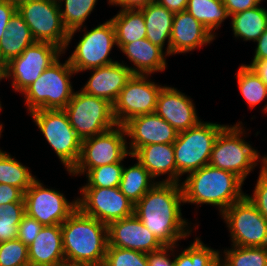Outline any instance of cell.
Listing matches in <instances>:
<instances>
[{
	"instance_id": "cell-1",
	"label": "cell",
	"mask_w": 267,
	"mask_h": 266,
	"mask_svg": "<svg viewBox=\"0 0 267 266\" xmlns=\"http://www.w3.org/2000/svg\"><path fill=\"white\" fill-rule=\"evenodd\" d=\"M181 203L180 183L156 182L135 204L134 214L164 246H177L192 231L185 228L188 222L181 217Z\"/></svg>"
},
{
	"instance_id": "cell-2",
	"label": "cell",
	"mask_w": 267,
	"mask_h": 266,
	"mask_svg": "<svg viewBox=\"0 0 267 266\" xmlns=\"http://www.w3.org/2000/svg\"><path fill=\"white\" fill-rule=\"evenodd\" d=\"M65 262L102 266L108 248L107 225L77 208L62 224Z\"/></svg>"
},
{
	"instance_id": "cell-3",
	"label": "cell",
	"mask_w": 267,
	"mask_h": 266,
	"mask_svg": "<svg viewBox=\"0 0 267 266\" xmlns=\"http://www.w3.org/2000/svg\"><path fill=\"white\" fill-rule=\"evenodd\" d=\"M243 180L233 172L205 165L189 173L181 188L184 203L217 206L222 214L246 194L241 190Z\"/></svg>"
},
{
	"instance_id": "cell-4",
	"label": "cell",
	"mask_w": 267,
	"mask_h": 266,
	"mask_svg": "<svg viewBox=\"0 0 267 266\" xmlns=\"http://www.w3.org/2000/svg\"><path fill=\"white\" fill-rule=\"evenodd\" d=\"M74 73L76 72L68 60L61 64L58 59L47 68L22 92L29 112L64 109L74 94L70 82Z\"/></svg>"
},
{
	"instance_id": "cell-5",
	"label": "cell",
	"mask_w": 267,
	"mask_h": 266,
	"mask_svg": "<svg viewBox=\"0 0 267 266\" xmlns=\"http://www.w3.org/2000/svg\"><path fill=\"white\" fill-rule=\"evenodd\" d=\"M226 125L200 121L188 130L178 132L173 143L176 163V183L185 173H191L209 164L214 143Z\"/></svg>"
},
{
	"instance_id": "cell-6",
	"label": "cell",
	"mask_w": 267,
	"mask_h": 266,
	"mask_svg": "<svg viewBox=\"0 0 267 266\" xmlns=\"http://www.w3.org/2000/svg\"><path fill=\"white\" fill-rule=\"evenodd\" d=\"M241 122L236 125H226L213 146L209 165L233 172L243 181L256 166L259 153L242 138L244 130Z\"/></svg>"
},
{
	"instance_id": "cell-7",
	"label": "cell",
	"mask_w": 267,
	"mask_h": 266,
	"mask_svg": "<svg viewBox=\"0 0 267 266\" xmlns=\"http://www.w3.org/2000/svg\"><path fill=\"white\" fill-rule=\"evenodd\" d=\"M63 110L81 140L102 134L117 125L113 105L82 90L74 92Z\"/></svg>"
},
{
	"instance_id": "cell-8",
	"label": "cell",
	"mask_w": 267,
	"mask_h": 266,
	"mask_svg": "<svg viewBox=\"0 0 267 266\" xmlns=\"http://www.w3.org/2000/svg\"><path fill=\"white\" fill-rule=\"evenodd\" d=\"M30 115L70 172L78 162L82 140L71 126L66 112L63 109L34 110Z\"/></svg>"
},
{
	"instance_id": "cell-9",
	"label": "cell",
	"mask_w": 267,
	"mask_h": 266,
	"mask_svg": "<svg viewBox=\"0 0 267 266\" xmlns=\"http://www.w3.org/2000/svg\"><path fill=\"white\" fill-rule=\"evenodd\" d=\"M36 42H48L66 50L68 30L64 27L57 0H32L17 6Z\"/></svg>"
},
{
	"instance_id": "cell-10",
	"label": "cell",
	"mask_w": 267,
	"mask_h": 266,
	"mask_svg": "<svg viewBox=\"0 0 267 266\" xmlns=\"http://www.w3.org/2000/svg\"><path fill=\"white\" fill-rule=\"evenodd\" d=\"M221 215L229 227L232 245L267 247V220L246 195Z\"/></svg>"
},
{
	"instance_id": "cell-11",
	"label": "cell",
	"mask_w": 267,
	"mask_h": 266,
	"mask_svg": "<svg viewBox=\"0 0 267 266\" xmlns=\"http://www.w3.org/2000/svg\"><path fill=\"white\" fill-rule=\"evenodd\" d=\"M63 50L48 42H35L4 66V78H13L14 90L22 92L55 63Z\"/></svg>"
},
{
	"instance_id": "cell-12",
	"label": "cell",
	"mask_w": 267,
	"mask_h": 266,
	"mask_svg": "<svg viewBox=\"0 0 267 266\" xmlns=\"http://www.w3.org/2000/svg\"><path fill=\"white\" fill-rule=\"evenodd\" d=\"M125 135L123 125H116L102 134L82 140L80 156L72 170H91L121 162L126 156H131Z\"/></svg>"
},
{
	"instance_id": "cell-13",
	"label": "cell",
	"mask_w": 267,
	"mask_h": 266,
	"mask_svg": "<svg viewBox=\"0 0 267 266\" xmlns=\"http://www.w3.org/2000/svg\"><path fill=\"white\" fill-rule=\"evenodd\" d=\"M116 44L115 30L111 20L85 31L72 55L68 58L76 73L113 64L108 58Z\"/></svg>"
},
{
	"instance_id": "cell-14",
	"label": "cell",
	"mask_w": 267,
	"mask_h": 266,
	"mask_svg": "<svg viewBox=\"0 0 267 266\" xmlns=\"http://www.w3.org/2000/svg\"><path fill=\"white\" fill-rule=\"evenodd\" d=\"M25 213L43 226L61 225L77 208V200L68 202L62 193L44 188L35 179L24 192Z\"/></svg>"
},
{
	"instance_id": "cell-15",
	"label": "cell",
	"mask_w": 267,
	"mask_h": 266,
	"mask_svg": "<svg viewBox=\"0 0 267 266\" xmlns=\"http://www.w3.org/2000/svg\"><path fill=\"white\" fill-rule=\"evenodd\" d=\"M148 79V75H132L113 104L117 125H123L138 115L155 113L161 85Z\"/></svg>"
},
{
	"instance_id": "cell-16",
	"label": "cell",
	"mask_w": 267,
	"mask_h": 266,
	"mask_svg": "<svg viewBox=\"0 0 267 266\" xmlns=\"http://www.w3.org/2000/svg\"><path fill=\"white\" fill-rule=\"evenodd\" d=\"M80 192L83 197L77 199L78 208L106 225L134 214L135 205L119 187H82Z\"/></svg>"
},
{
	"instance_id": "cell-17",
	"label": "cell",
	"mask_w": 267,
	"mask_h": 266,
	"mask_svg": "<svg viewBox=\"0 0 267 266\" xmlns=\"http://www.w3.org/2000/svg\"><path fill=\"white\" fill-rule=\"evenodd\" d=\"M126 136L131 138L129 153L150 144H173L177 130L156 113L138 115L123 124Z\"/></svg>"
},
{
	"instance_id": "cell-18",
	"label": "cell",
	"mask_w": 267,
	"mask_h": 266,
	"mask_svg": "<svg viewBox=\"0 0 267 266\" xmlns=\"http://www.w3.org/2000/svg\"><path fill=\"white\" fill-rule=\"evenodd\" d=\"M107 230L108 246L136 250L146 254L164 246L135 214L109 223Z\"/></svg>"
},
{
	"instance_id": "cell-19",
	"label": "cell",
	"mask_w": 267,
	"mask_h": 266,
	"mask_svg": "<svg viewBox=\"0 0 267 266\" xmlns=\"http://www.w3.org/2000/svg\"><path fill=\"white\" fill-rule=\"evenodd\" d=\"M192 100L176 88L163 86L157 98L155 113L162 117L177 132L196 126L197 116Z\"/></svg>"
},
{
	"instance_id": "cell-20",
	"label": "cell",
	"mask_w": 267,
	"mask_h": 266,
	"mask_svg": "<svg viewBox=\"0 0 267 266\" xmlns=\"http://www.w3.org/2000/svg\"><path fill=\"white\" fill-rule=\"evenodd\" d=\"M215 35L189 12L174 13L170 36V55L187 53L214 40Z\"/></svg>"
},
{
	"instance_id": "cell-21",
	"label": "cell",
	"mask_w": 267,
	"mask_h": 266,
	"mask_svg": "<svg viewBox=\"0 0 267 266\" xmlns=\"http://www.w3.org/2000/svg\"><path fill=\"white\" fill-rule=\"evenodd\" d=\"M91 70L93 74L81 90L87 94L105 99L112 105L126 82L133 75L128 66L119 62L92 68Z\"/></svg>"
},
{
	"instance_id": "cell-22",
	"label": "cell",
	"mask_w": 267,
	"mask_h": 266,
	"mask_svg": "<svg viewBox=\"0 0 267 266\" xmlns=\"http://www.w3.org/2000/svg\"><path fill=\"white\" fill-rule=\"evenodd\" d=\"M31 266H57L65 262L61 225L43 226L28 246Z\"/></svg>"
},
{
	"instance_id": "cell-23",
	"label": "cell",
	"mask_w": 267,
	"mask_h": 266,
	"mask_svg": "<svg viewBox=\"0 0 267 266\" xmlns=\"http://www.w3.org/2000/svg\"><path fill=\"white\" fill-rule=\"evenodd\" d=\"M120 49L136 67H129L133 75H150L166 68L165 56L169 55L146 38L124 44Z\"/></svg>"
},
{
	"instance_id": "cell-24",
	"label": "cell",
	"mask_w": 267,
	"mask_h": 266,
	"mask_svg": "<svg viewBox=\"0 0 267 266\" xmlns=\"http://www.w3.org/2000/svg\"><path fill=\"white\" fill-rule=\"evenodd\" d=\"M131 157H135L155 179L168 174L159 182L176 183V163L173 144H150L139 147Z\"/></svg>"
},
{
	"instance_id": "cell-25",
	"label": "cell",
	"mask_w": 267,
	"mask_h": 266,
	"mask_svg": "<svg viewBox=\"0 0 267 266\" xmlns=\"http://www.w3.org/2000/svg\"><path fill=\"white\" fill-rule=\"evenodd\" d=\"M145 19L146 39L152 44L164 48L167 40L166 54L170 56V36L174 20V13L156 1L140 8Z\"/></svg>"
},
{
	"instance_id": "cell-26",
	"label": "cell",
	"mask_w": 267,
	"mask_h": 266,
	"mask_svg": "<svg viewBox=\"0 0 267 266\" xmlns=\"http://www.w3.org/2000/svg\"><path fill=\"white\" fill-rule=\"evenodd\" d=\"M35 42L28 25L21 15L16 12L0 40L1 64L5 66Z\"/></svg>"
},
{
	"instance_id": "cell-27",
	"label": "cell",
	"mask_w": 267,
	"mask_h": 266,
	"mask_svg": "<svg viewBox=\"0 0 267 266\" xmlns=\"http://www.w3.org/2000/svg\"><path fill=\"white\" fill-rule=\"evenodd\" d=\"M110 20L114 26L118 48H121L124 44L146 38L147 28L140 9H121Z\"/></svg>"
},
{
	"instance_id": "cell-28",
	"label": "cell",
	"mask_w": 267,
	"mask_h": 266,
	"mask_svg": "<svg viewBox=\"0 0 267 266\" xmlns=\"http://www.w3.org/2000/svg\"><path fill=\"white\" fill-rule=\"evenodd\" d=\"M231 16V27L235 37L256 42L266 30L267 9L259 5Z\"/></svg>"
},
{
	"instance_id": "cell-29",
	"label": "cell",
	"mask_w": 267,
	"mask_h": 266,
	"mask_svg": "<svg viewBox=\"0 0 267 266\" xmlns=\"http://www.w3.org/2000/svg\"><path fill=\"white\" fill-rule=\"evenodd\" d=\"M152 180L154 178L137 160L133 166L123 167L119 189L135 205L156 184Z\"/></svg>"
},
{
	"instance_id": "cell-30",
	"label": "cell",
	"mask_w": 267,
	"mask_h": 266,
	"mask_svg": "<svg viewBox=\"0 0 267 266\" xmlns=\"http://www.w3.org/2000/svg\"><path fill=\"white\" fill-rule=\"evenodd\" d=\"M186 11L202 23L211 34L227 17H230L223 0H188Z\"/></svg>"
},
{
	"instance_id": "cell-31",
	"label": "cell",
	"mask_w": 267,
	"mask_h": 266,
	"mask_svg": "<svg viewBox=\"0 0 267 266\" xmlns=\"http://www.w3.org/2000/svg\"><path fill=\"white\" fill-rule=\"evenodd\" d=\"M64 27L68 30L67 46L74 33L81 29L87 17L93 11L97 0H64L65 8L62 9L63 0H57Z\"/></svg>"
},
{
	"instance_id": "cell-32",
	"label": "cell",
	"mask_w": 267,
	"mask_h": 266,
	"mask_svg": "<svg viewBox=\"0 0 267 266\" xmlns=\"http://www.w3.org/2000/svg\"><path fill=\"white\" fill-rule=\"evenodd\" d=\"M35 179L27 167L0 149V184L15 186L24 193Z\"/></svg>"
},
{
	"instance_id": "cell-33",
	"label": "cell",
	"mask_w": 267,
	"mask_h": 266,
	"mask_svg": "<svg viewBox=\"0 0 267 266\" xmlns=\"http://www.w3.org/2000/svg\"><path fill=\"white\" fill-rule=\"evenodd\" d=\"M236 75L239 90L250 108L267 98V86L251 67L241 65ZM263 110L267 111V105Z\"/></svg>"
},
{
	"instance_id": "cell-34",
	"label": "cell",
	"mask_w": 267,
	"mask_h": 266,
	"mask_svg": "<svg viewBox=\"0 0 267 266\" xmlns=\"http://www.w3.org/2000/svg\"><path fill=\"white\" fill-rule=\"evenodd\" d=\"M123 167L121 162H117L109 165H101L91 170H71L69 174L81 175L86 172L88 183L83 187L113 188L119 187Z\"/></svg>"
},
{
	"instance_id": "cell-35",
	"label": "cell",
	"mask_w": 267,
	"mask_h": 266,
	"mask_svg": "<svg viewBox=\"0 0 267 266\" xmlns=\"http://www.w3.org/2000/svg\"><path fill=\"white\" fill-rule=\"evenodd\" d=\"M218 250L204 245L200 238H195L191 245L175 257V266H213L220 257Z\"/></svg>"
},
{
	"instance_id": "cell-36",
	"label": "cell",
	"mask_w": 267,
	"mask_h": 266,
	"mask_svg": "<svg viewBox=\"0 0 267 266\" xmlns=\"http://www.w3.org/2000/svg\"><path fill=\"white\" fill-rule=\"evenodd\" d=\"M233 248V249H232ZM224 250V261L228 266H267V247L232 246Z\"/></svg>"
},
{
	"instance_id": "cell-37",
	"label": "cell",
	"mask_w": 267,
	"mask_h": 266,
	"mask_svg": "<svg viewBox=\"0 0 267 266\" xmlns=\"http://www.w3.org/2000/svg\"><path fill=\"white\" fill-rule=\"evenodd\" d=\"M25 214V202L0 206V243L17 238L18 225Z\"/></svg>"
},
{
	"instance_id": "cell-38",
	"label": "cell",
	"mask_w": 267,
	"mask_h": 266,
	"mask_svg": "<svg viewBox=\"0 0 267 266\" xmlns=\"http://www.w3.org/2000/svg\"><path fill=\"white\" fill-rule=\"evenodd\" d=\"M102 266H149L147 254L115 246H108Z\"/></svg>"
},
{
	"instance_id": "cell-39",
	"label": "cell",
	"mask_w": 267,
	"mask_h": 266,
	"mask_svg": "<svg viewBox=\"0 0 267 266\" xmlns=\"http://www.w3.org/2000/svg\"><path fill=\"white\" fill-rule=\"evenodd\" d=\"M28 247L19 239L0 243V266H27Z\"/></svg>"
},
{
	"instance_id": "cell-40",
	"label": "cell",
	"mask_w": 267,
	"mask_h": 266,
	"mask_svg": "<svg viewBox=\"0 0 267 266\" xmlns=\"http://www.w3.org/2000/svg\"><path fill=\"white\" fill-rule=\"evenodd\" d=\"M253 196L246 197L256 206L260 214L267 220V172L261 166Z\"/></svg>"
},
{
	"instance_id": "cell-41",
	"label": "cell",
	"mask_w": 267,
	"mask_h": 266,
	"mask_svg": "<svg viewBox=\"0 0 267 266\" xmlns=\"http://www.w3.org/2000/svg\"><path fill=\"white\" fill-rule=\"evenodd\" d=\"M42 228L43 225L35 218L25 214L18 225L17 239L22 241L28 247L34 241L35 237L39 234Z\"/></svg>"
},
{
	"instance_id": "cell-42",
	"label": "cell",
	"mask_w": 267,
	"mask_h": 266,
	"mask_svg": "<svg viewBox=\"0 0 267 266\" xmlns=\"http://www.w3.org/2000/svg\"><path fill=\"white\" fill-rule=\"evenodd\" d=\"M175 246H163L157 251H153L147 254L149 266H175L174 260L171 261L167 252L173 251Z\"/></svg>"
},
{
	"instance_id": "cell-43",
	"label": "cell",
	"mask_w": 267,
	"mask_h": 266,
	"mask_svg": "<svg viewBox=\"0 0 267 266\" xmlns=\"http://www.w3.org/2000/svg\"><path fill=\"white\" fill-rule=\"evenodd\" d=\"M11 202H24V193L15 186L0 184V206Z\"/></svg>"
},
{
	"instance_id": "cell-44",
	"label": "cell",
	"mask_w": 267,
	"mask_h": 266,
	"mask_svg": "<svg viewBox=\"0 0 267 266\" xmlns=\"http://www.w3.org/2000/svg\"><path fill=\"white\" fill-rule=\"evenodd\" d=\"M16 12L17 6L11 4L7 0H0V40L7 30L9 21Z\"/></svg>"
},
{
	"instance_id": "cell-45",
	"label": "cell",
	"mask_w": 267,
	"mask_h": 266,
	"mask_svg": "<svg viewBox=\"0 0 267 266\" xmlns=\"http://www.w3.org/2000/svg\"><path fill=\"white\" fill-rule=\"evenodd\" d=\"M262 0H223L229 16L258 6Z\"/></svg>"
},
{
	"instance_id": "cell-46",
	"label": "cell",
	"mask_w": 267,
	"mask_h": 266,
	"mask_svg": "<svg viewBox=\"0 0 267 266\" xmlns=\"http://www.w3.org/2000/svg\"><path fill=\"white\" fill-rule=\"evenodd\" d=\"M155 0H109V3L120 6L122 9H140Z\"/></svg>"
},
{
	"instance_id": "cell-47",
	"label": "cell",
	"mask_w": 267,
	"mask_h": 266,
	"mask_svg": "<svg viewBox=\"0 0 267 266\" xmlns=\"http://www.w3.org/2000/svg\"><path fill=\"white\" fill-rule=\"evenodd\" d=\"M257 48L252 62L262 61L267 59V27L264 33L257 39Z\"/></svg>"
},
{
	"instance_id": "cell-48",
	"label": "cell",
	"mask_w": 267,
	"mask_h": 266,
	"mask_svg": "<svg viewBox=\"0 0 267 266\" xmlns=\"http://www.w3.org/2000/svg\"><path fill=\"white\" fill-rule=\"evenodd\" d=\"M158 4L166 7L173 13L186 11L188 0H155Z\"/></svg>"
},
{
	"instance_id": "cell-49",
	"label": "cell",
	"mask_w": 267,
	"mask_h": 266,
	"mask_svg": "<svg viewBox=\"0 0 267 266\" xmlns=\"http://www.w3.org/2000/svg\"><path fill=\"white\" fill-rule=\"evenodd\" d=\"M253 69V71L261 78L263 83L267 86V59L257 62H252L247 65Z\"/></svg>"
},
{
	"instance_id": "cell-50",
	"label": "cell",
	"mask_w": 267,
	"mask_h": 266,
	"mask_svg": "<svg viewBox=\"0 0 267 266\" xmlns=\"http://www.w3.org/2000/svg\"><path fill=\"white\" fill-rule=\"evenodd\" d=\"M8 2H10L11 4L18 6L21 3L27 2V1H32V0H7Z\"/></svg>"
},
{
	"instance_id": "cell-51",
	"label": "cell",
	"mask_w": 267,
	"mask_h": 266,
	"mask_svg": "<svg viewBox=\"0 0 267 266\" xmlns=\"http://www.w3.org/2000/svg\"><path fill=\"white\" fill-rule=\"evenodd\" d=\"M221 260H222L221 257H219V258L215 261V263H214L213 266H228L224 261H223V263H222Z\"/></svg>"
},
{
	"instance_id": "cell-52",
	"label": "cell",
	"mask_w": 267,
	"mask_h": 266,
	"mask_svg": "<svg viewBox=\"0 0 267 266\" xmlns=\"http://www.w3.org/2000/svg\"><path fill=\"white\" fill-rule=\"evenodd\" d=\"M260 160H262L263 169L267 172V156L262 157Z\"/></svg>"
},
{
	"instance_id": "cell-53",
	"label": "cell",
	"mask_w": 267,
	"mask_h": 266,
	"mask_svg": "<svg viewBox=\"0 0 267 266\" xmlns=\"http://www.w3.org/2000/svg\"><path fill=\"white\" fill-rule=\"evenodd\" d=\"M4 79V66L0 62V80Z\"/></svg>"
},
{
	"instance_id": "cell-54",
	"label": "cell",
	"mask_w": 267,
	"mask_h": 266,
	"mask_svg": "<svg viewBox=\"0 0 267 266\" xmlns=\"http://www.w3.org/2000/svg\"><path fill=\"white\" fill-rule=\"evenodd\" d=\"M57 266H82V265H77V264H74V263L64 262V263L58 264Z\"/></svg>"
},
{
	"instance_id": "cell-55",
	"label": "cell",
	"mask_w": 267,
	"mask_h": 266,
	"mask_svg": "<svg viewBox=\"0 0 267 266\" xmlns=\"http://www.w3.org/2000/svg\"><path fill=\"white\" fill-rule=\"evenodd\" d=\"M1 103V102H0ZM1 104H0V111H1ZM2 127H3V124H0V135H1V132H2ZM1 137V136H0Z\"/></svg>"
}]
</instances>
